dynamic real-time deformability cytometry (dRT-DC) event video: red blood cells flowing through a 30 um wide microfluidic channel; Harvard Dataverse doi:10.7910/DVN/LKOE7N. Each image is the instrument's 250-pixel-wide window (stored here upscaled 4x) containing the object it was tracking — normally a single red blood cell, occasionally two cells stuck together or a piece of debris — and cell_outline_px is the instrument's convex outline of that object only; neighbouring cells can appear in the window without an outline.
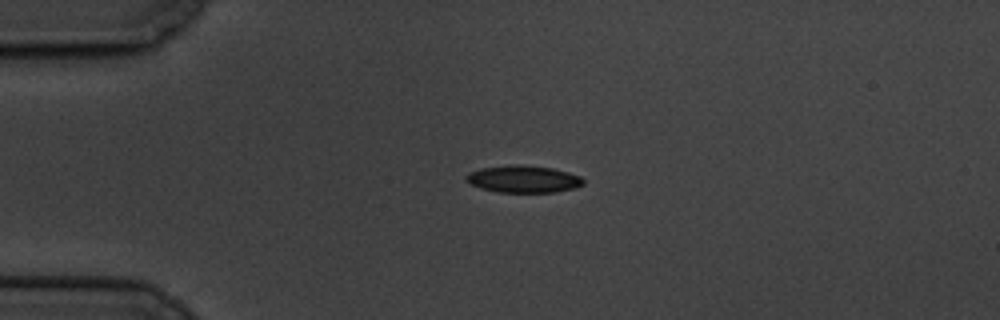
{"species": "common noctule bat (a hibernating species)", "species_latin": "Nyctalus noctula", "temperature_condition": "cold", "stored_images_in_passage": 4, "camera_frame_rate_fps": 3000, "um_per_image_px": 0.085, "animal": {"sex": "male", "body_mass_g": 19.5, "forearm_length_mm": 54.6}, "frame": {"image": 1, "passage_image": 4, "time_ms": 3.667, "image_size_px": [1000, 320], "cell_outline_px": [[584, 184], [576, 188], [556, 192], [496, 192], [480, 188], [464, 180], [464, 176], [468, 172], [480, 168], [552, 168], [568, 172], [580, 176], [584, 180]], "centroid_in_image_um": [44.5, 15.28], "position_along_channel_um": 40.5, "area_um2": 17.63}}